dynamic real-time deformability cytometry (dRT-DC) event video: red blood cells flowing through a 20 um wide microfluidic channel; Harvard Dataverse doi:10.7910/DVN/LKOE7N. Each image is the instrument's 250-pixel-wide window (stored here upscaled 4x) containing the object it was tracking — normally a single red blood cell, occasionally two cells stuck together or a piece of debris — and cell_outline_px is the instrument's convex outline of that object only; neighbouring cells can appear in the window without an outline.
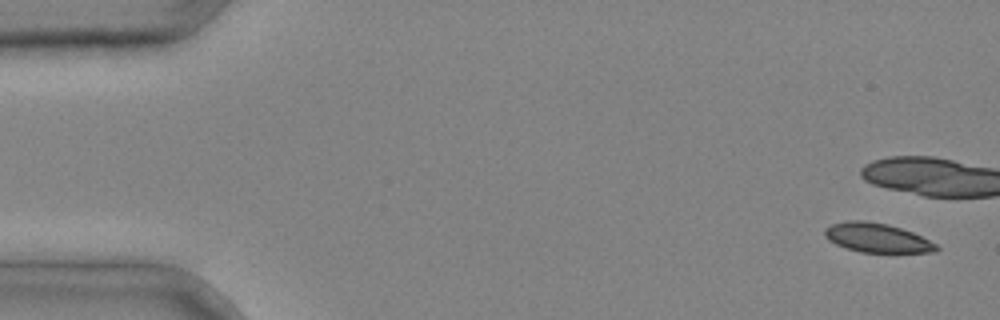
{"species": "common noctule bat (a hibernating species)", "species_latin": "Nyctalus noctula", "temperature_condition": "cold", "stored_images_in_passage": 5, "camera_frame_rate_fps": 3000, "um_per_image_px": 0.085, "animal": {"sex": "male", "body_mass_g": 20.4}, "frame": {"image": 1, "passage_image": 1, "time_ms": 0.0, "image_size_px": [1000, 320], "cell_outline_px": [[940, 248], [936, 252], [860, 252], [836, 244], [828, 240], [824, 236], [824, 228], [832, 224], [848, 220], [864, 220], [888, 224], [912, 232], [936, 244]], "centroid_in_image_um": [74.52, 20.2], "position_along_channel_um": 10.5, "area_um2": 18.9}}
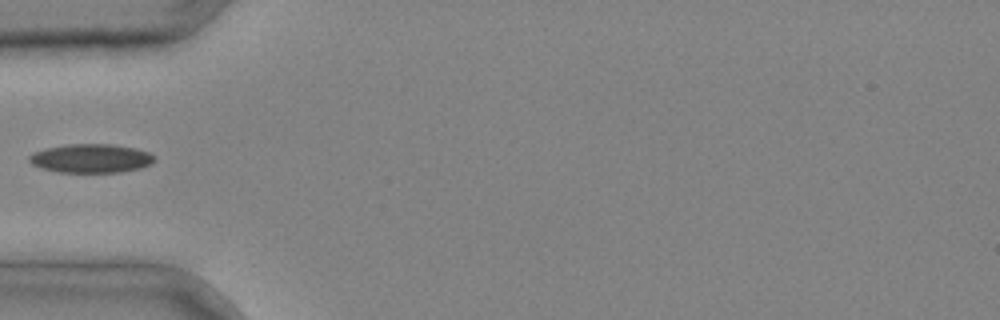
{"frame": {"image": 2, "passage_image": 5, "time_ms": 1.333, "image_size_px": [1000, 320], "cell_outline_px": [[156, 160], [152, 164], [140, 168], [120, 172], [60, 172], [40, 168], [32, 164], [28, 160], [28, 156], [32, 152], [44, 148], [64, 144], [112, 144], [132, 148], [148, 152], [156, 156]], "centroid_in_image_um": [7.71, 13.46], "position_along_channel_um": 77.3, "area_um2": 21.21}}